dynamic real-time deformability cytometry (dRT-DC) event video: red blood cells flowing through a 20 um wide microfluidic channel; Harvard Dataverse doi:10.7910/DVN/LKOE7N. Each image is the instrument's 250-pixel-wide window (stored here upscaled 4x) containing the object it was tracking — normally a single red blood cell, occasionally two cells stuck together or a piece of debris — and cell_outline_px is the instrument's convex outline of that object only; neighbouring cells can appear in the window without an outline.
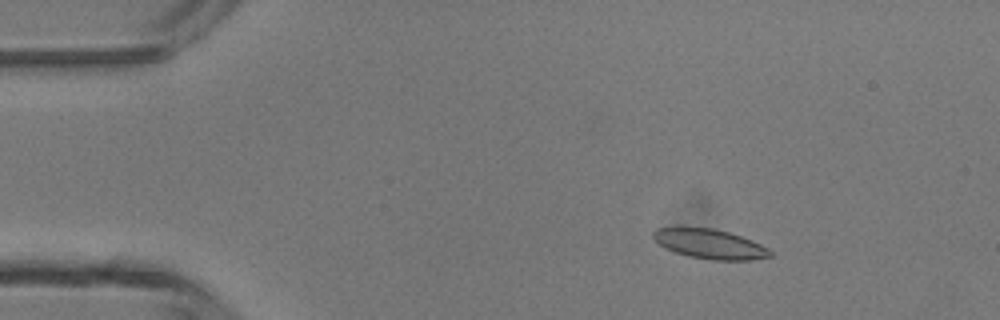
{"species": "common noctule bat (a hibernating species)", "species_latin": "Nyctalus noctula", "temperature_condition": "room temperature", "stored_images_in_passage": 47, "camera_frame_rate_fps": 3000, "um_per_image_px": 0.085, "animal": {"sex": "male", "body_mass_g": 13.3}, "frame": {"image": 1, "passage_image": 7, "time_ms": 2.0, "image_size_px": [1000, 320], "cell_outline_px": [[772, 256], [752, 260], [712, 260], [688, 256], [664, 248], [652, 236], [652, 232], [656, 228], [712, 228], [728, 232], [752, 240], [768, 248], [772, 252]], "centroid_in_image_um": [60.35, 20.75], "position_along_channel_um": 24.6, "area_um2": 20.0}}
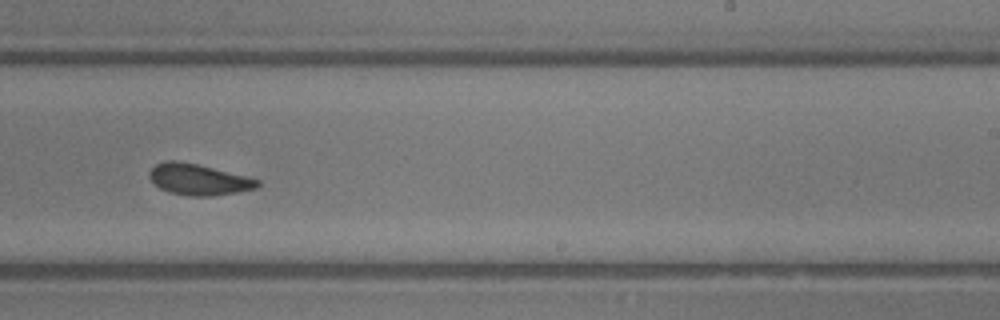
{"frame": {"image": 2, "passage_image": 29, "time_ms": 9.333, "image_size_px": [1000, 320], "cell_outline_px": [[260, 184], [256, 188], [236, 192], [212, 196], [188, 196], [168, 192], [160, 188], [148, 176], [148, 172], [156, 164], [168, 160], [176, 160], [196, 164], [260, 180]], "centroid_in_image_um": [16.84, 15.26], "position_along_channel_um": 272.2, "area_um2": 19.31}}
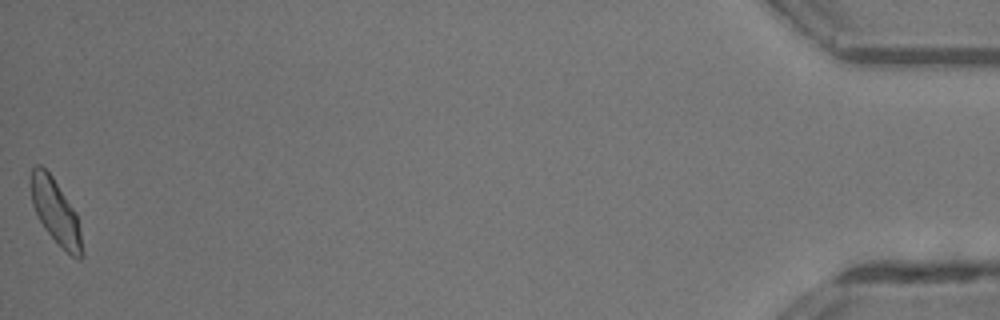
{"frame": {"image": 3, "passage_image": 47, "time_ms": 15.333, "image_size_px": [1000, 320], "cell_outline_px": [[84, 256], [80, 260], [72, 256], [44, 228], [32, 204], [32, 168], [36, 164], [40, 164], [52, 176], [76, 212], [84, 252]], "centroid_in_image_um": [4.76, 18.01], "position_along_channel_um": 430.4, "area_um2": 18.73}, "authors_computed_cell_mechanics": {"area_um2": 19.8254, "velocity_mm_per_s": 4.3559, "shape_relaxation_time_tau1_ms": 4.321, "shape_relaxation_time_tau2_ms": 2.56, "deformation_change_tau1": 0.1, "deformation_change_tau2": 0.0746}}